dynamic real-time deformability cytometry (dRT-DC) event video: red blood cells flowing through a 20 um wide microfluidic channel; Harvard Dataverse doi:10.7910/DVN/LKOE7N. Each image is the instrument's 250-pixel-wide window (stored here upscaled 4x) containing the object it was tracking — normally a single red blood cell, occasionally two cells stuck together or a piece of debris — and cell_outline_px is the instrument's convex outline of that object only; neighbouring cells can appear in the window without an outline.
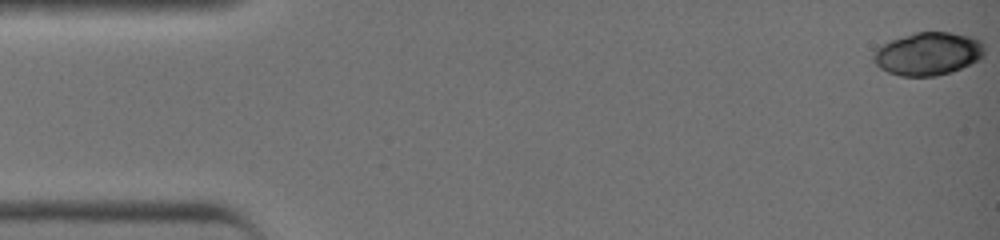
{"species": "common noctule bat (a hibernating species)", "species_latin": "Nyctalus noctula", "temperature_condition": "warm", "stored_images_in_passage": 42, "camera_frame_rate_fps": 3000, "um_per_image_px": 0.085, "animal": {"sex": "female", "body_mass_g": 19.0, "forearm_length_mm": 51.5}, "frame": {"image": 1, "passage_image": 1, "time_ms": 0.0, "image_size_px": [1000, 240], "cell_outline_px": [[984, 56], [980, 60], [952, 72], [936, 76], [900, 76], [888, 72], [880, 68], [872, 60], [872, 52], [876, 48], [888, 40], [916, 32], [948, 32], [976, 36], [984, 44]], "centroid_in_image_um": [78.89, 4.56], "position_along_channel_um": 6.1, "area_um2": 28.38}}
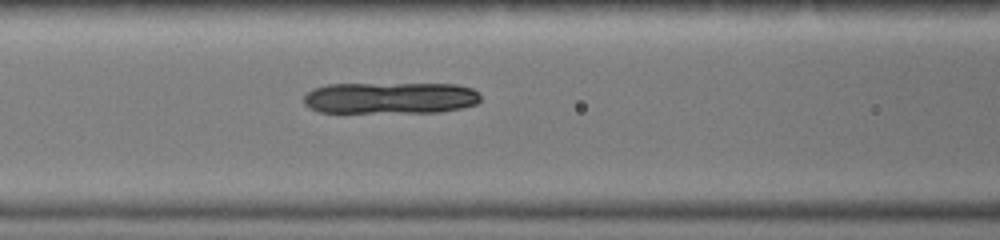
{"frame": {"image": 2, "passage_image": 18, "time_ms": 5.667, "image_size_px": [1000, 240], "cell_outline_px": [[480, 100], [476, 104], [460, 108], [440, 112], [320, 112], [308, 108], [304, 104], [304, 96], [312, 88], [328, 84], [456, 84], [472, 88], [480, 92]], "centroid_in_image_um": [33.17, 8.32], "position_along_channel_um": 133.4, "area_um2": 32.71}}
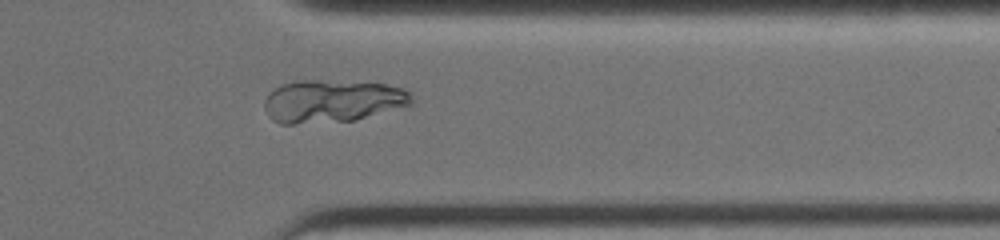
{"frame": {"image": 3, "passage_image": 34, "time_ms": 11.0, "image_size_px": [1000, 240], "cell_outline_px": [[412, 104], [356, 120], [292, 124], [280, 124], [272, 120], [268, 116], [264, 108], [264, 100], [276, 88], [284, 84], [296, 80], [320, 80], [384, 84], [404, 88], [412, 96]], "centroid_in_image_um": [28.23, 8.6], "position_along_channel_um": 383.2, "area_um2": 36.41}}